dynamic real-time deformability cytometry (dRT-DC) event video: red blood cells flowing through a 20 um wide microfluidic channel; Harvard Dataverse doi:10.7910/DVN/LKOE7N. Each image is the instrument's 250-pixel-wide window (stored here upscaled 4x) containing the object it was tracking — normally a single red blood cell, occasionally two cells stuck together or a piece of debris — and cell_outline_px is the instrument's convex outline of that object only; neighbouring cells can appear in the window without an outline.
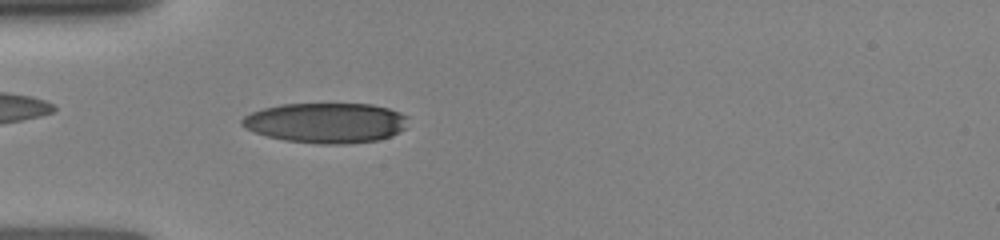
{"species": "human", "species_latin": "Homo sapiens", "temperature_condition": "room temperature", "stored_images_in_passage": 23, "camera_frame_rate_fps": 3000, "um_per_image_px": 0.085, "donor": {"sex": "female"}, "frame": {"image": 1, "passage_image": 14, "time_ms": 2.0, "image_size_px": [1000, 240], "cell_outline_px": [[408, 116], [404, 128], [400, 132], [392, 136], [380, 140], [344, 144], [320, 144], [284, 140], [268, 136], [244, 128], [240, 124], [240, 120], [244, 116], [252, 112], [264, 108], [280, 104], [372, 104], [388, 108], [400, 112]], "centroid_in_image_um": [27.72, 10.44], "position_along_channel_um": 57.3, "area_um2": 39.02}}
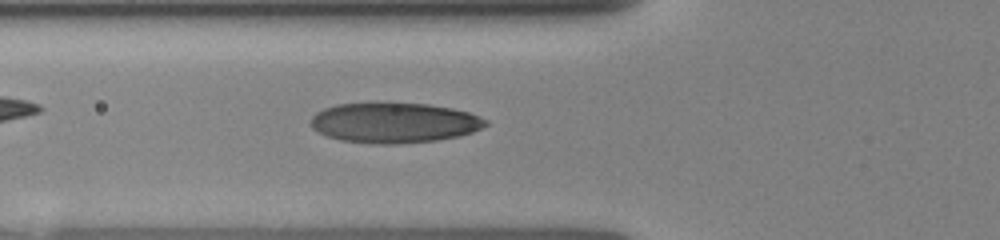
{"frame": {"image": 2, "passage_image": 20, "time_ms": 3.0, "image_size_px": [1000, 240], "cell_outline_px": [[488, 124], [472, 132], [460, 136], [436, 140], [396, 144], [376, 144], [340, 140], [328, 136], [312, 128], [312, 116], [316, 112], [324, 108], [336, 104], [428, 104], [452, 108], [468, 112], [488, 120]], "centroid_in_image_um": [33.52, 10.44], "position_along_channel_um": 92.3, "area_um2": 40.52}}